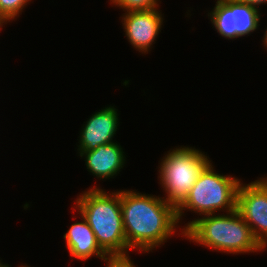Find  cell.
I'll return each instance as SVG.
<instances>
[{"mask_svg":"<svg viewBox=\"0 0 267 267\" xmlns=\"http://www.w3.org/2000/svg\"><path fill=\"white\" fill-rule=\"evenodd\" d=\"M240 182L233 176L215 173L210 162L199 174L185 201L176 209L178 221L187 209L200 216L236 210Z\"/></svg>","mask_w":267,"mask_h":267,"instance_id":"5b68a950","label":"cell"},{"mask_svg":"<svg viewBox=\"0 0 267 267\" xmlns=\"http://www.w3.org/2000/svg\"><path fill=\"white\" fill-rule=\"evenodd\" d=\"M117 109L107 106L90 116L80 130L78 153L91 151L100 145L113 143L119 125Z\"/></svg>","mask_w":267,"mask_h":267,"instance_id":"9c48e42d","label":"cell"},{"mask_svg":"<svg viewBox=\"0 0 267 267\" xmlns=\"http://www.w3.org/2000/svg\"><path fill=\"white\" fill-rule=\"evenodd\" d=\"M123 148L117 142L98 146L91 151L79 152L80 157H85L87 171L96 176L97 179L114 178L125 165Z\"/></svg>","mask_w":267,"mask_h":267,"instance_id":"30bf717a","label":"cell"},{"mask_svg":"<svg viewBox=\"0 0 267 267\" xmlns=\"http://www.w3.org/2000/svg\"><path fill=\"white\" fill-rule=\"evenodd\" d=\"M208 16L217 33L228 40L249 36L261 19L259 8L236 0H217Z\"/></svg>","mask_w":267,"mask_h":267,"instance_id":"8992f818","label":"cell"},{"mask_svg":"<svg viewBox=\"0 0 267 267\" xmlns=\"http://www.w3.org/2000/svg\"><path fill=\"white\" fill-rule=\"evenodd\" d=\"M239 2H243V3H247L249 5L255 6L258 8V6L262 5L264 3V5H266L267 0H236Z\"/></svg>","mask_w":267,"mask_h":267,"instance_id":"9a60e30c","label":"cell"},{"mask_svg":"<svg viewBox=\"0 0 267 267\" xmlns=\"http://www.w3.org/2000/svg\"><path fill=\"white\" fill-rule=\"evenodd\" d=\"M105 261L107 262L106 267H136L129 254L107 256L106 259H104V262Z\"/></svg>","mask_w":267,"mask_h":267,"instance_id":"5bb4252c","label":"cell"},{"mask_svg":"<svg viewBox=\"0 0 267 267\" xmlns=\"http://www.w3.org/2000/svg\"><path fill=\"white\" fill-rule=\"evenodd\" d=\"M182 237L206 248L230 254L263 251L250 227L237 210L226 214H209L184 225Z\"/></svg>","mask_w":267,"mask_h":267,"instance_id":"3957f363","label":"cell"},{"mask_svg":"<svg viewBox=\"0 0 267 267\" xmlns=\"http://www.w3.org/2000/svg\"><path fill=\"white\" fill-rule=\"evenodd\" d=\"M167 153L159 163L158 179L163 191L167 193L164 200L177 209L211 161L207 154L195 147H176Z\"/></svg>","mask_w":267,"mask_h":267,"instance_id":"277c9868","label":"cell"},{"mask_svg":"<svg viewBox=\"0 0 267 267\" xmlns=\"http://www.w3.org/2000/svg\"><path fill=\"white\" fill-rule=\"evenodd\" d=\"M160 0H110L112 5L120 7L124 12L159 8Z\"/></svg>","mask_w":267,"mask_h":267,"instance_id":"4fadbf2b","label":"cell"},{"mask_svg":"<svg viewBox=\"0 0 267 267\" xmlns=\"http://www.w3.org/2000/svg\"><path fill=\"white\" fill-rule=\"evenodd\" d=\"M262 40H263L262 42L264 43V47L267 48V27H266V30L264 32V36H263Z\"/></svg>","mask_w":267,"mask_h":267,"instance_id":"e0dca14e","label":"cell"},{"mask_svg":"<svg viewBox=\"0 0 267 267\" xmlns=\"http://www.w3.org/2000/svg\"><path fill=\"white\" fill-rule=\"evenodd\" d=\"M4 262H2L1 260H0V267H9L10 265H8V264H6V263H4Z\"/></svg>","mask_w":267,"mask_h":267,"instance_id":"ac0fdd59","label":"cell"},{"mask_svg":"<svg viewBox=\"0 0 267 267\" xmlns=\"http://www.w3.org/2000/svg\"><path fill=\"white\" fill-rule=\"evenodd\" d=\"M236 210L248 224L255 240L267 248V177L248 184L240 182Z\"/></svg>","mask_w":267,"mask_h":267,"instance_id":"52a82bcc","label":"cell"},{"mask_svg":"<svg viewBox=\"0 0 267 267\" xmlns=\"http://www.w3.org/2000/svg\"><path fill=\"white\" fill-rule=\"evenodd\" d=\"M4 23L7 24L8 22H7V20L5 19V17L0 13V31H1V29H2V27H3V25H4Z\"/></svg>","mask_w":267,"mask_h":267,"instance_id":"2e32d148","label":"cell"},{"mask_svg":"<svg viewBox=\"0 0 267 267\" xmlns=\"http://www.w3.org/2000/svg\"><path fill=\"white\" fill-rule=\"evenodd\" d=\"M78 196L74 201V211L78 210L86 219L100 248L108 256L129 254L122 219L120 190L109 193L100 187L92 186Z\"/></svg>","mask_w":267,"mask_h":267,"instance_id":"7a4b0ae2","label":"cell"},{"mask_svg":"<svg viewBox=\"0 0 267 267\" xmlns=\"http://www.w3.org/2000/svg\"><path fill=\"white\" fill-rule=\"evenodd\" d=\"M82 221L73 223L69 230L63 235L66 246L72 258L77 260H88L92 256L106 259L108 256L97 243L96 237L86 219L78 213Z\"/></svg>","mask_w":267,"mask_h":267,"instance_id":"8fae6325","label":"cell"},{"mask_svg":"<svg viewBox=\"0 0 267 267\" xmlns=\"http://www.w3.org/2000/svg\"><path fill=\"white\" fill-rule=\"evenodd\" d=\"M31 0H0V13L8 22L17 19Z\"/></svg>","mask_w":267,"mask_h":267,"instance_id":"7c38bea8","label":"cell"},{"mask_svg":"<svg viewBox=\"0 0 267 267\" xmlns=\"http://www.w3.org/2000/svg\"><path fill=\"white\" fill-rule=\"evenodd\" d=\"M122 219L130 250L149 253L167 242L178 228L176 209L164 198L135 190H120Z\"/></svg>","mask_w":267,"mask_h":267,"instance_id":"6da1fadb","label":"cell"},{"mask_svg":"<svg viewBox=\"0 0 267 267\" xmlns=\"http://www.w3.org/2000/svg\"><path fill=\"white\" fill-rule=\"evenodd\" d=\"M158 8L128 11L122 14V25L129 43L142 54L150 52L161 32L163 17Z\"/></svg>","mask_w":267,"mask_h":267,"instance_id":"ba28073f","label":"cell"}]
</instances>
